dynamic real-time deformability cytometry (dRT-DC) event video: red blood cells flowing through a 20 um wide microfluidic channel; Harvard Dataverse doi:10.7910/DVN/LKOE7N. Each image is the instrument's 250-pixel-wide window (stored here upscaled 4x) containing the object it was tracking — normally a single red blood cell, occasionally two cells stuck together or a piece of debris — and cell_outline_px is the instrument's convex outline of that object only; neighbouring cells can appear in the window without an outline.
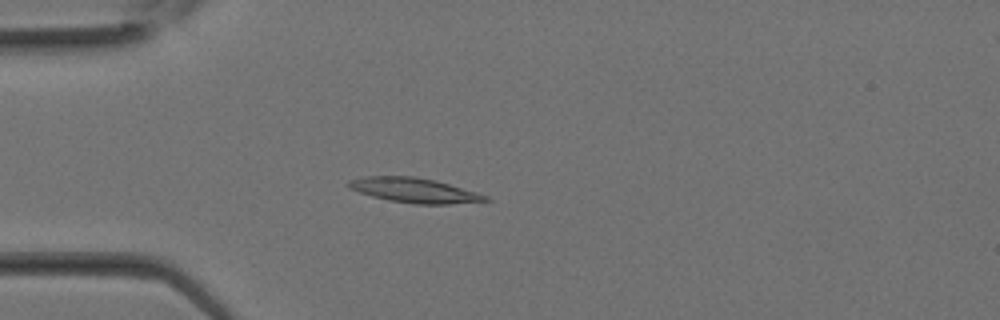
{"species": "Egyptian fruit bat (a non-hibernating species)", "species_latin": "Rousettus aegyptiacus", "temperature_condition": "room temperature", "stored_images_in_passage": 31, "camera_frame_rate_fps": 3000, "um_per_image_px": 0.085, "animal": {"sex": "female"}, "frame": {"image": 1, "passage_image": 9, "time_ms": 2.667, "image_size_px": [1000, 320], "cell_outline_px": [[492, 200], [448, 204], [416, 204], [388, 200], [372, 196], [348, 188], [344, 184], [348, 180], [364, 176], [416, 176], [436, 180], [476, 192], [488, 196]], "centroid_in_image_um": [35.17, 16.16], "position_along_channel_um": 49.8, "area_um2": 19.83}}
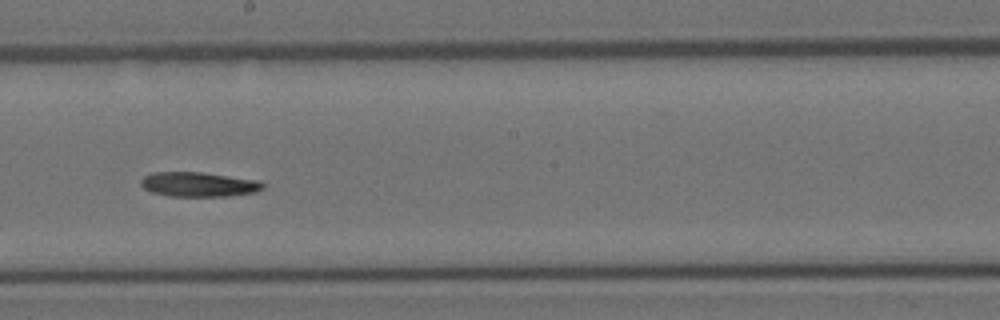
{"frame": {"image": 2, "passage_image": 18, "time_ms": 5.667, "image_size_px": [1000, 320], "cell_outline_px": [[264, 188], [256, 192], [228, 196], [172, 196], [152, 192], [144, 188], [140, 184], [140, 180], [144, 176], [152, 172], [204, 172], [256, 180], [264, 184]], "centroid_in_image_um": [16.87, 15.67], "position_along_channel_um": 231.3, "area_um2": 17.46}}
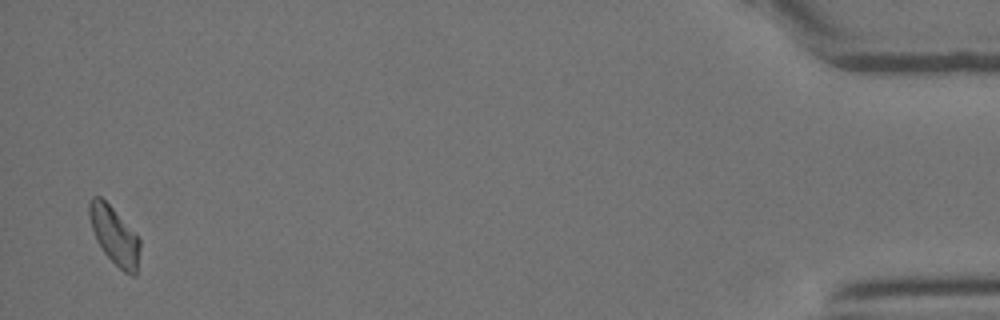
{"frame": {"image": 3, "passage_image": 31, "time_ms": 10.0, "image_size_px": [1000, 320], "cell_outline_px": [[140, 248], [136, 276], [132, 276], [124, 272], [104, 252], [96, 240], [88, 216], [88, 200], [92, 196], [100, 196], [112, 208], [140, 240]], "centroid_in_image_um": [9.7, 20.02], "position_along_channel_um": 425.5, "area_um2": 16.76}}